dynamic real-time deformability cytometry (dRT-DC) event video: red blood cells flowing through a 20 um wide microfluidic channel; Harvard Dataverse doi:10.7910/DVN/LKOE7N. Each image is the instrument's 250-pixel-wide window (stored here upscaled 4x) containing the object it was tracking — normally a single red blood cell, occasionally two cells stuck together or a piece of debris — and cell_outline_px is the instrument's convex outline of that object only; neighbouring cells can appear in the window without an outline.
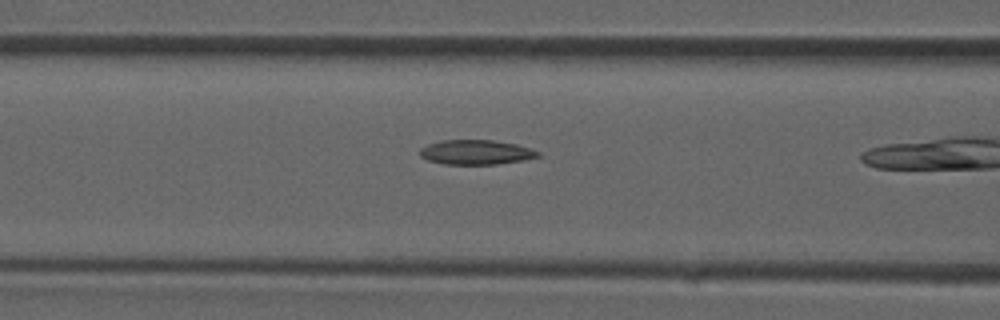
{"species": "common noctule bat (a hibernating species)", "species_latin": "Nyctalus noctula", "temperature_condition": "room temperature", "stored_images_in_passage": 8, "camera_frame_rate_fps": 3000, "um_per_image_px": 0.085, "animal": {"sex": "male", "forearm_length_mm": 52.5}, "frame": {"image": 1, "passage_image": 7, "time_ms": 2.0, "image_size_px": [1000, 320], "cell_outline_px": [[540, 156], [524, 160], [496, 164], [444, 164], [428, 160], [420, 156], [420, 148], [428, 144], [440, 140], [492, 140], [516, 144], [532, 148], [540, 152]], "centroid_in_image_um": [40.47, 12.93], "position_along_channel_um": 126.1, "area_um2": 16.99}}